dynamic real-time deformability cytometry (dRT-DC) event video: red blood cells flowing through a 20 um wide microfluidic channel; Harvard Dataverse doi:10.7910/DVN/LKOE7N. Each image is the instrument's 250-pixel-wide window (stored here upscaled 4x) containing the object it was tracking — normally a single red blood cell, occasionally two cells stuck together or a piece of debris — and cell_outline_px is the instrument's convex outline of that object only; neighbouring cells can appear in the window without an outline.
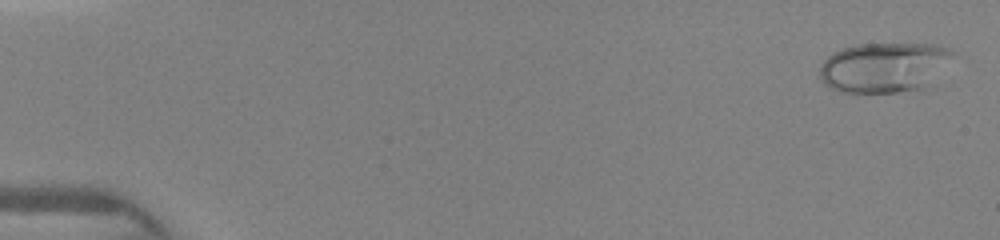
{"species": "human", "species_latin": "Homo sapiens", "temperature_condition": "warm", "stored_images_in_passage": 5, "camera_frame_rate_fps": 3000, "um_per_image_px": 0.085, "donor": {"sex": "female"}, "frame": {"image": 1, "passage_image": 1, "time_ms": 0.0, "image_size_px": [1000, 240], "cell_outline_px": [[952, 52], [924, 84], [920, 88], [896, 92], [856, 96], [840, 92], [828, 88], [820, 80], [820, 64], [828, 56], [844, 48], [860, 44], [936, 44], [948, 48]], "centroid_in_image_um": [74.93, 5.76], "position_along_channel_um": 10.1, "area_um2": 38.15}}